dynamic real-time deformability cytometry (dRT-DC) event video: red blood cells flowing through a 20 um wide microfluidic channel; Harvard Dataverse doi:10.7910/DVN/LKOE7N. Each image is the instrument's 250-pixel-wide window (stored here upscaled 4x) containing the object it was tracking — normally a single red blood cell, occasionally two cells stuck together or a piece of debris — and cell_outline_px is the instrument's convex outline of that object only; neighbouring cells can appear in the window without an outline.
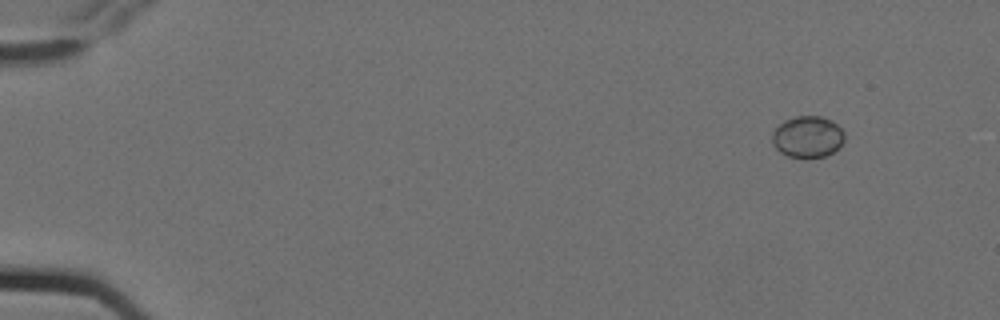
{"species": "Egyptian fruit bat (a non-hibernating species)", "species_latin": "Rousettus aegyptiacus", "temperature_condition": "cold", "stored_images_in_passage": 6, "camera_frame_rate_fps": 3000, "um_per_image_px": 0.085, "animal": {"sex": "female"}, "frame": {"image": 1, "passage_image": 2, "time_ms": 0.333, "image_size_px": [1000, 320], "cell_outline_px": [[844, 140], [840, 148], [824, 156], [788, 156], [780, 152], [772, 144], [772, 132], [784, 120], [796, 116], [820, 116], [832, 120], [844, 132]], "centroid_in_image_um": [68.65, 11.61], "position_along_channel_um": 16.4, "area_um2": 17.34}}
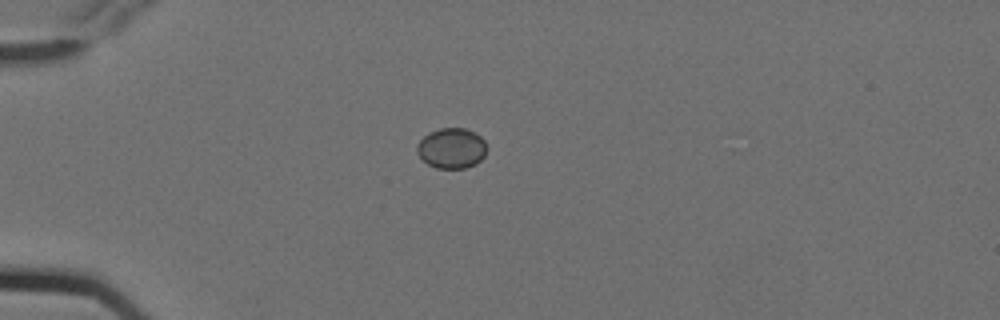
{"frame": {"image": 2, "passage_image": 5, "time_ms": 1.333, "image_size_px": [1000, 320], "cell_outline_px": [[488, 148], [484, 156], [476, 164], [464, 168], [436, 168], [428, 164], [416, 152], [416, 144], [428, 132], [440, 128], [464, 128], [476, 132], [484, 140]], "centroid_in_image_um": [38.39, 12.59], "position_along_channel_um": 46.6, "area_um2": 16.59}}